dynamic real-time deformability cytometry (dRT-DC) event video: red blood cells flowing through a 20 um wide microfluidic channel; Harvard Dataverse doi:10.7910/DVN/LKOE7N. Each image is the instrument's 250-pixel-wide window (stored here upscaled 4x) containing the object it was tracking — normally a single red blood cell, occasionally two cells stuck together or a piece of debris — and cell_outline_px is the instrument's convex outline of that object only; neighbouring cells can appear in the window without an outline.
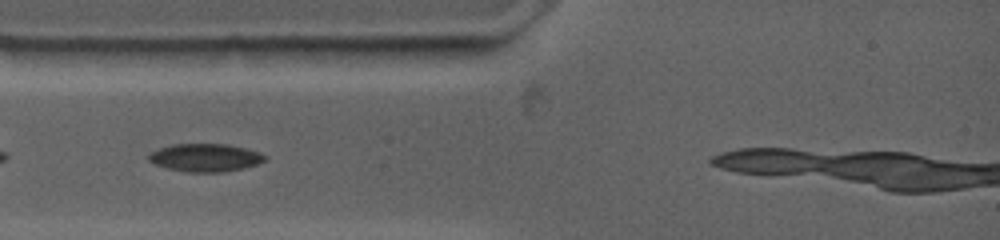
{"species": "common noctule bat (a hibernating species)", "species_latin": "Nyctalus noctula", "temperature_condition": "warm", "stored_images_in_passage": 11, "camera_frame_rate_fps": 4500, "um_per_image_px": 0.085, "animal": {"sex": "female", "body_mass_g": 19.0, "forearm_length_mm": 53.3}, "frame": {"image": 1, "passage_image": 1, "time_ms": 0.0, "image_size_px": [1000, 240], "cell_outline_px": [[268, 156], [264, 160], [256, 164], [224, 172], [188, 172], [168, 168], [156, 164], [148, 160], [148, 156], [152, 152], [160, 148], [172, 144], [224, 144], [244, 148], [260, 152]], "centroid_in_image_um": [17.45, 13.39], "position_along_channel_um": 67.6, "area_um2": 18.61}}
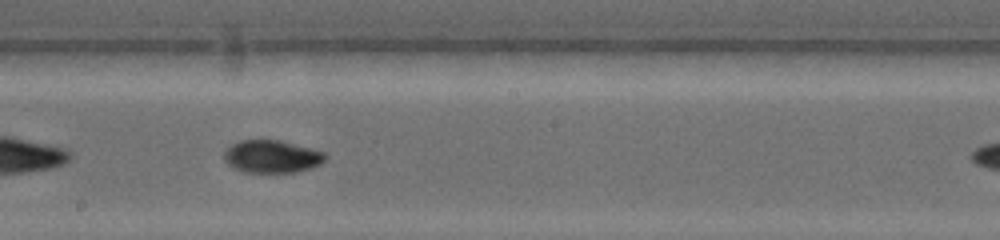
{"frame": {"image": 2, "passage_image": 6, "time_ms": 4.222, "image_size_px": [1000, 240], "cell_outline_px": [[328, 156], [320, 164], [312, 168], [296, 172], [244, 172], [228, 164], [224, 160], [224, 152], [232, 144], [240, 140], [280, 140], [312, 148], [324, 152]], "centroid_in_image_um": [23.13, 13.3], "position_along_channel_um": 225.1, "area_um2": 19.25}}
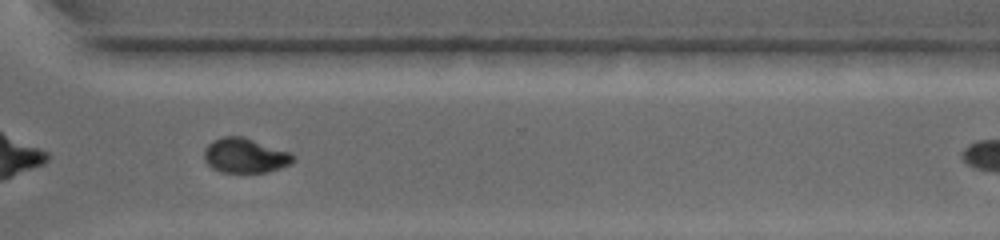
{"frame": {"image": 3, "passage_image": 9, "time_ms": 7.556, "image_size_px": [1000, 240], "cell_outline_px": [[296, 160], [280, 168], [268, 172], [220, 172], [212, 168], [204, 160], [204, 148], [212, 140], [224, 136], [244, 136], [288, 152], [296, 156]], "centroid_in_image_um": [20.8, 13.22], "position_along_channel_um": 349.8, "area_um2": 18.03}}